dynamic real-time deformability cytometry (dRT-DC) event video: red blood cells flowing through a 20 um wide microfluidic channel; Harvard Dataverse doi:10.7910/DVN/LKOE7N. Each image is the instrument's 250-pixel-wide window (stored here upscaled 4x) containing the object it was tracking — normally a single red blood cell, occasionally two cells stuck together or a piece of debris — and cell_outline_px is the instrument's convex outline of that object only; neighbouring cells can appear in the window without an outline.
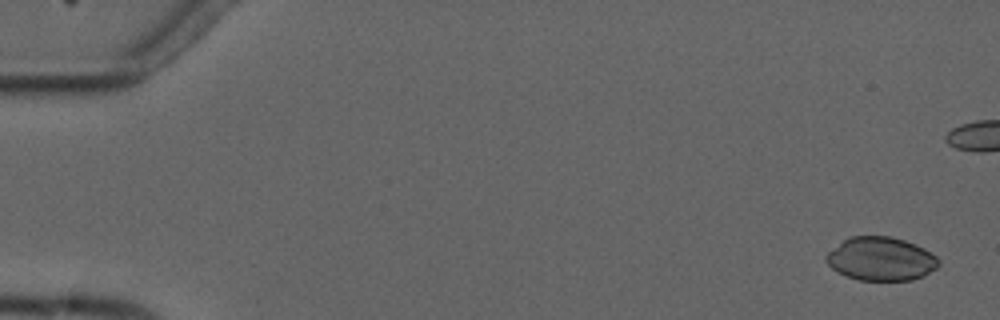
{"species": "common noctule bat (a hibernating species)", "species_latin": "Nyctalus noctula", "temperature_condition": "cold", "stored_images_in_passage": 6, "camera_frame_rate_fps": 3000, "um_per_image_px": 0.085, "animal": {"sex": "male", "forearm_length_mm": 52.5}, "frame": {"image": 1, "passage_image": 1, "time_ms": 0.0, "image_size_px": [1000, 320], "cell_outline_px": [[940, 264], [936, 268], [924, 276], [912, 280], [860, 280], [836, 272], [824, 260], [824, 256], [828, 252], [848, 236], [892, 236], [916, 244], [924, 248], [936, 256], [940, 260]], "centroid_in_image_um": [74.88, 22.0], "position_along_channel_um": 10.1, "area_um2": 28.73}}
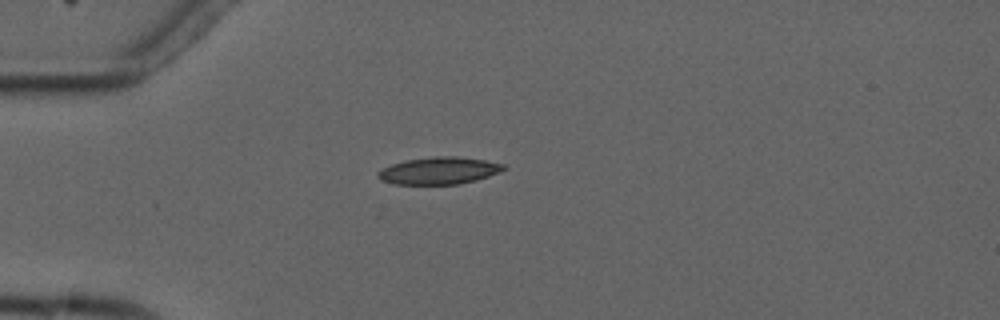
{"frame": {"image": 2, "passage_image": 6, "time_ms": 6.0, "image_size_px": [1000, 320], "cell_outline_px": [[504, 168], [488, 176], [476, 180], [460, 184], [392, 184], [380, 180], [376, 176], [376, 172], [392, 164], [404, 160], [432, 156], [456, 156], [484, 160], [504, 164]], "centroid_in_image_um": [37.24, 14.5], "position_along_channel_um": 47.8, "area_um2": 19.83}}